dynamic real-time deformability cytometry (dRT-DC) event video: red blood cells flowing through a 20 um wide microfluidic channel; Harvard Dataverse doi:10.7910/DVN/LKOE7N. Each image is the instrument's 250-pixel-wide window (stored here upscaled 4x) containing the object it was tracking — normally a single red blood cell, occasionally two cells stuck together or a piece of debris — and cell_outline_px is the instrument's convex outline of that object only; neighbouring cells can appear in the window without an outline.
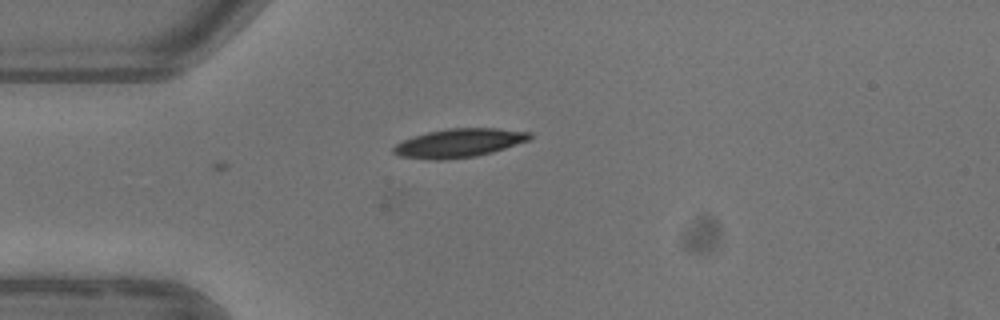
{"species": "common noctule bat (a hibernating species)", "species_latin": "Nyctalus noctula", "temperature_condition": "warm", "stored_images_in_passage": 6, "camera_frame_rate_fps": 3000, "um_per_image_px": 0.085, "animal": {"sex": "female"}, "frame": {"image": 1, "passage_image": 6, "time_ms": 6.0, "image_size_px": [1000, 320], "cell_outline_px": [[532, 140], [492, 152], [476, 156], [444, 160], [432, 160], [400, 156], [392, 152], [392, 148], [396, 144], [404, 140], [428, 132], [448, 128], [496, 128], [532, 132]], "centroid_in_image_um": [39.07, 12.16], "position_along_channel_um": 45.9, "area_um2": 22.83}}